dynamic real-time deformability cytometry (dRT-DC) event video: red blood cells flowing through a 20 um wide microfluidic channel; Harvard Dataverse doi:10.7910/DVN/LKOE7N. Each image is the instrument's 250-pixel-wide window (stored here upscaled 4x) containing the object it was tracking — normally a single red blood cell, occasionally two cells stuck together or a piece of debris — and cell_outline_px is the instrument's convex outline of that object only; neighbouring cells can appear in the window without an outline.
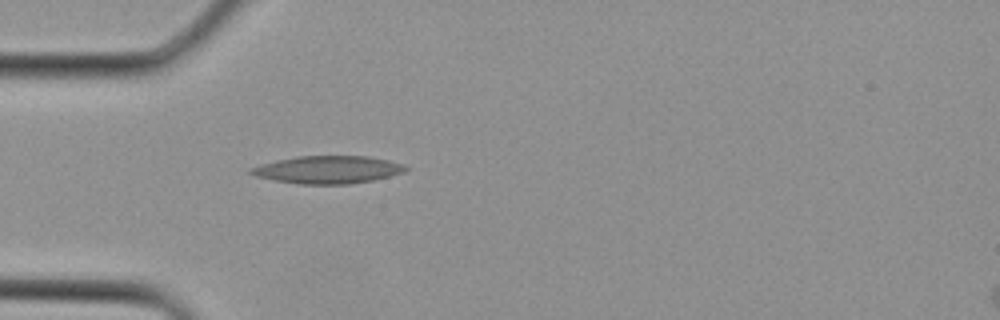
{"species": "Egyptian fruit bat (a non-hibernating species)", "species_latin": "Rousettus aegyptiacus", "temperature_condition": "cold", "stored_images_in_passage": 4, "camera_frame_rate_fps": 3000, "um_per_image_px": 0.085, "animal": {"sex": "female"}, "frame": {"image": 1, "passage_image": 3, "time_ms": 0.667, "image_size_px": [1000, 320], "cell_outline_px": [[408, 168], [404, 172], [372, 180], [348, 184], [300, 184], [276, 180], [256, 176], [248, 172], [252, 168], [260, 164], [276, 160], [296, 156], [368, 156], [388, 160], [404, 164]], "centroid_in_image_um": [27.87, 14.41], "position_along_channel_um": 57.1, "area_um2": 24.74}}